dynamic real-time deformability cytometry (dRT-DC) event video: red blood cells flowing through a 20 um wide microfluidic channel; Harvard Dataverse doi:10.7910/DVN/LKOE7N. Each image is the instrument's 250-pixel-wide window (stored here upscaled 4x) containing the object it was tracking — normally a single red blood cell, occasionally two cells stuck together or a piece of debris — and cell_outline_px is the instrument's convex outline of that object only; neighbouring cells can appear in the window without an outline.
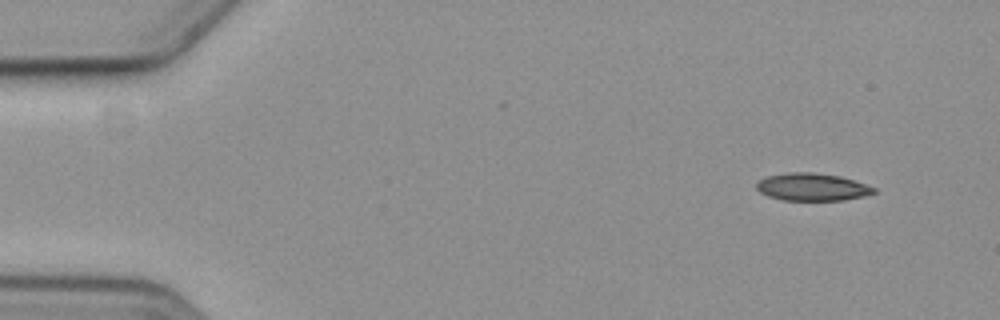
{"species": "common noctule bat (a hibernating species)", "species_latin": "Nyctalus noctula", "temperature_condition": "cold", "stored_images_in_passage": 6, "camera_frame_rate_fps": 3000, "um_per_image_px": 0.085, "animal": {"sex": "female", "body_mass_g": 19.3, "forearm_length_mm": 54.1}, "frame": {"image": 1, "passage_image": 1, "time_ms": 0.0, "image_size_px": [1000, 320], "cell_outline_px": [[876, 192], [864, 196], [844, 200], [784, 200], [768, 196], [760, 192], [756, 188], [756, 184], [760, 180], [768, 176], [788, 172], [812, 172], [840, 176], [876, 188]], "centroid_in_image_um": [69.03, 15.89], "position_along_channel_um": 16.0, "area_um2": 18.67}}
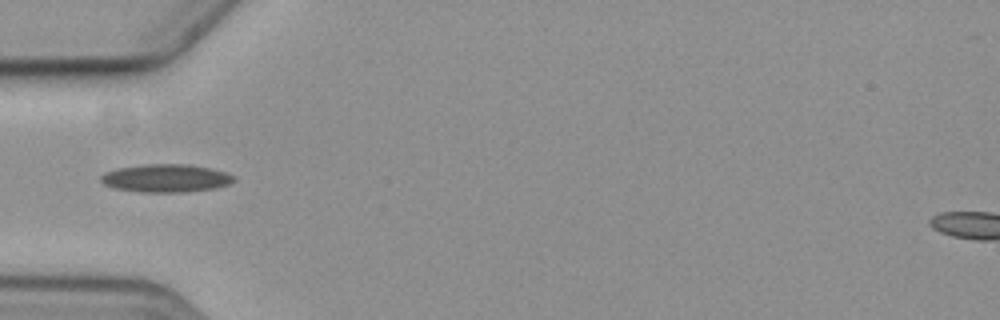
{"frame": {"image": 2, "passage_image": 5, "time_ms": 4.667, "image_size_px": [1000, 320], "cell_outline_px": [[236, 180], [228, 184], [216, 188], [188, 192], [140, 192], [112, 188], [104, 184], [100, 180], [100, 176], [104, 172], [116, 168], [144, 164], [188, 164], [208, 168], [224, 172], [236, 176]], "centroid_in_image_um": [14.07, 15.15], "position_along_channel_um": 70.9, "area_um2": 21.91}}
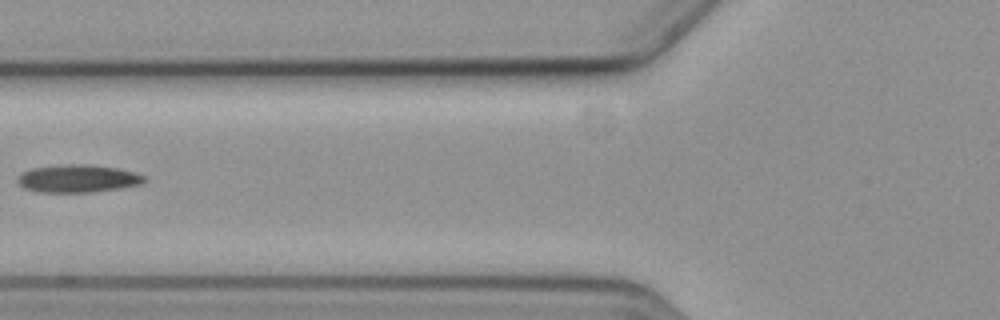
{"frame": {"image": 3, "passage_image": 6, "time_ms": 6.0, "image_size_px": [1000, 320], "cell_outline_px": [[148, 180], [140, 184], [120, 188], [92, 192], [36, 192], [24, 188], [16, 180], [16, 176], [32, 168], [64, 164], [84, 164], [116, 168], [136, 172], [144, 176]], "centroid_in_image_um": [6.6, 15.18], "position_along_channel_um": 119.2, "area_um2": 20.52}}